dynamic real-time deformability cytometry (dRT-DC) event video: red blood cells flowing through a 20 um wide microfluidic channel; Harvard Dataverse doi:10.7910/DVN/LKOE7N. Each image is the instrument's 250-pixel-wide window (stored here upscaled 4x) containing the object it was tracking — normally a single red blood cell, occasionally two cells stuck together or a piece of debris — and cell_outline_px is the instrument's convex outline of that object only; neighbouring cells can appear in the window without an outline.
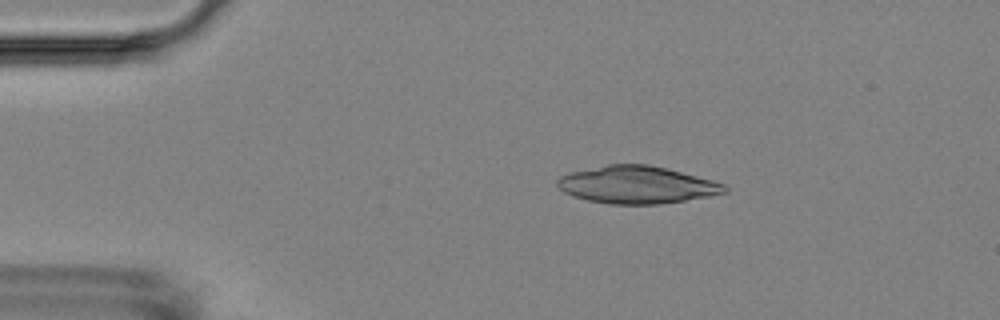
{"species": "Egyptian fruit bat (a non-hibernating species)", "species_latin": "Rousettus aegyptiacus", "temperature_condition": "room temperature", "stored_images_in_passage": 7, "camera_frame_rate_fps": 3000, "um_per_image_px": 0.085, "animal": {"sex": "female"}, "frame": {"image": 1, "passage_image": 3, "time_ms": 2.333, "image_size_px": [1000, 320], "cell_outline_px": [[728, 192], [708, 196], [660, 204], [608, 204], [588, 200], [572, 196], [564, 192], [556, 184], [556, 180], [560, 176], [572, 172], [608, 164], [648, 164], [712, 180], [724, 184], [728, 188]], "centroid_in_image_um": [54.11, 15.71], "position_along_channel_um": 30.9, "area_um2": 36.18}}